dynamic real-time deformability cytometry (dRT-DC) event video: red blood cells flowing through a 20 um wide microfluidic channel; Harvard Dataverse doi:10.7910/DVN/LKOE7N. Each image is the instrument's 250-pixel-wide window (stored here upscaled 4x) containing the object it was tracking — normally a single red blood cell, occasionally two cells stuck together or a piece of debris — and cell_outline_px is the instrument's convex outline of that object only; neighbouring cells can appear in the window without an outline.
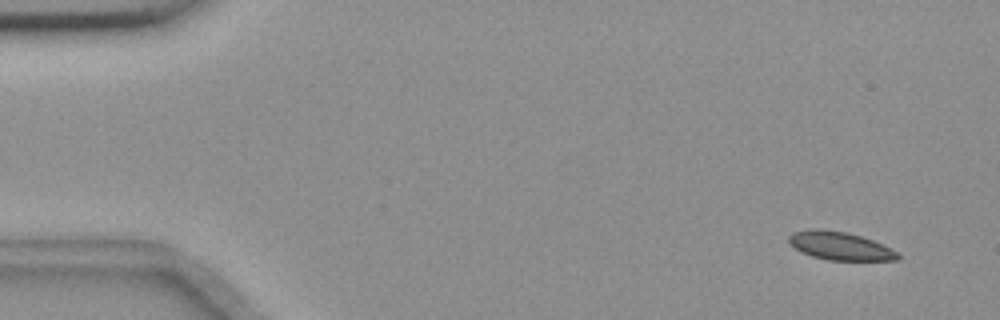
{"species": "common noctule bat (a hibernating species)", "species_latin": "Nyctalus noctula", "temperature_condition": "room temperature", "stored_images_in_passage": 14, "camera_frame_rate_fps": 3000, "um_per_image_px": 0.085, "animal": {"sex": "female", "body_mass_g": 18.4}, "frame": {"image": 1, "passage_image": 1, "time_ms": 0.0, "image_size_px": [1000, 320], "cell_outline_px": [[900, 260], [828, 260], [812, 256], [800, 252], [788, 244], [788, 236], [792, 232], [812, 228], [816, 228], [848, 232], [872, 240], [896, 252], [900, 256]], "centroid_in_image_um": [71.31, 20.89], "position_along_channel_um": 13.7, "area_um2": 17.92}}
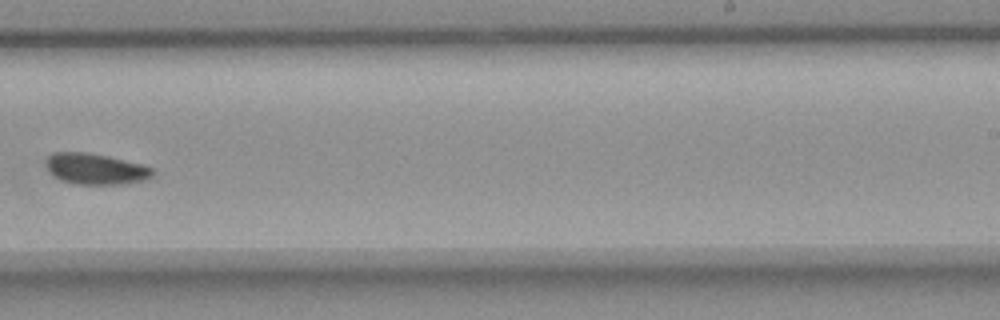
{"frame": {"image": 2, "passage_image": 9, "time_ms": 10.667, "image_size_px": [1000, 320], "cell_outline_px": [[156, 172], [152, 176], [144, 180], [124, 184], [72, 184], [60, 180], [48, 168], [48, 156], [52, 152], [84, 152], [108, 156], [140, 164], [152, 168]], "centroid_in_image_um": [8.16, 14.36], "position_along_channel_um": 280.8, "area_um2": 19.02}}
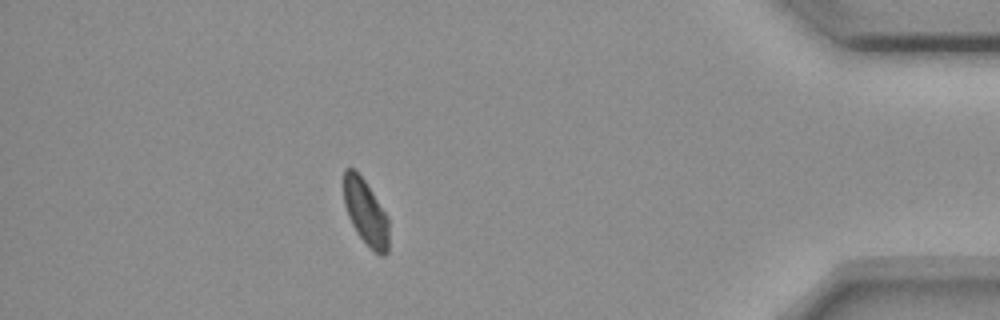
{"frame": {"image": 3, "passage_image": 13, "time_ms": 15.333, "image_size_px": [1000, 320], "cell_outline_px": [[388, 252], [384, 256], [380, 256], [356, 232], [348, 216], [344, 204], [344, 168], [352, 168], [364, 180], [388, 216]], "centroid_in_image_um": [31.08, 18.05], "position_along_channel_um": 404.1, "area_um2": 16.94}}